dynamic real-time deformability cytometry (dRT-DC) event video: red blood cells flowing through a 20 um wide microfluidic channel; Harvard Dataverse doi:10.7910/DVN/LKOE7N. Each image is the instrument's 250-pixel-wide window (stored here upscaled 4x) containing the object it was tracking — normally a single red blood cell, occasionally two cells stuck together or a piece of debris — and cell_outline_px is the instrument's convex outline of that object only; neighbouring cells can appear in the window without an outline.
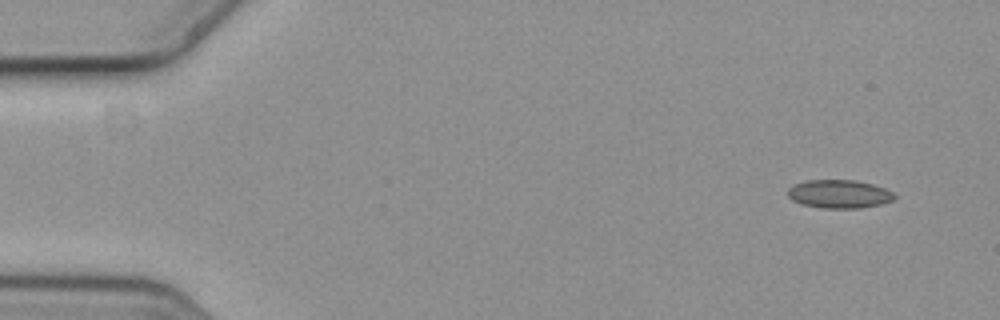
{"species": "common noctule bat (a hibernating species)", "species_latin": "Nyctalus noctula", "temperature_condition": "cold", "stored_images_in_passage": 2, "camera_frame_rate_fps": 3000, "um_per_image_px": 0.085, "animal": {"sex": "female", "body_mass_g": 19.3, "forearm_length_mm": 54.1}, "frame": {"image": 1, "passage_image": 2, "time_ms": 0.333, "image_size_px": [1000, 320], "cell_outline_px": [[896, 196], [892, 200], [884, 204], [860, 208], [820, 208], [800, 204], [792, 200], [788, 196], [788, 188], [796, 184], [808, 180], [856, 180], [872, 184], [884, 188], [892, 192]], "centroid_in_image_um": [71.33, 16.5], "position_along_channel_um": 13.7, "area_um2": 17.69}}